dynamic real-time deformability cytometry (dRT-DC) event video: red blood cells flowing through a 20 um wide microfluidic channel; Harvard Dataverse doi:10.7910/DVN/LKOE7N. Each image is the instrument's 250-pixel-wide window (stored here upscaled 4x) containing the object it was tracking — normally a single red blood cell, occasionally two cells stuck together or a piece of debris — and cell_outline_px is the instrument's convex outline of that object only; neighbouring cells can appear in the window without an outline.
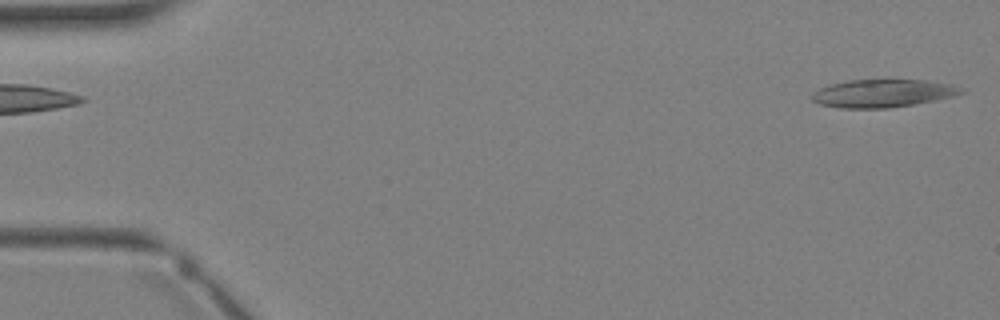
{"species": "Egyptian fruit bat (a non-hibernating species)", "species_latin": "Rousettus aegyptiacus", "temperature_condition": "warm", "stored_images_in_passage": 3, "camera_frame_rate_fps": 3000, "um_per_image_px": 0.085, "animal": {"sex": "female"}, "frame": {"image": 1, "passage_image": 1, "time_ms": 0.0, "image_size_px": [1000, 320], "cell_outline_px": [[968, 92], [956, 96], [912, 104], [888, 108], [840, 108], [820, 104], [812, 100], [812, 92], [820, 88], [832, 84], [848, 80], [928, 80], [952, 84]], "centroid_in_image_um": [75.07, 7.93], "position_along_channel_um": 9.9, "area_um2": 24.22}}